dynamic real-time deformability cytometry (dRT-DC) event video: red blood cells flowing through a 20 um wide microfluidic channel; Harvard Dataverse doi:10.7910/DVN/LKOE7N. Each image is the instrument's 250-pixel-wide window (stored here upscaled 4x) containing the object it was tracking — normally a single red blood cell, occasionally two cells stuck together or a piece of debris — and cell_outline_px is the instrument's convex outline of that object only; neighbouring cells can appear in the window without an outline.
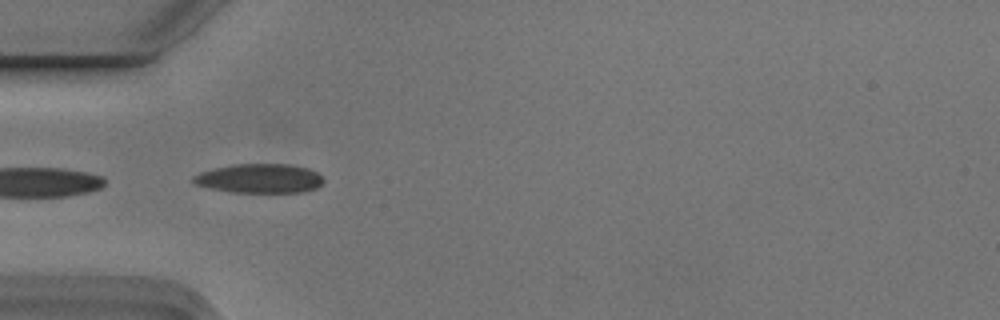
{"species": "Egyptian fruit bat (a non-hibernating species)", "species_latin": "Rousettus aegyptiacus", "temperature_condition": "cold", "stored_images_in_passage": 6, "camera_frame_rate_fps": 3000, "um_per_image_px": 0.085, "animal": {"sex": "male"}, "frame": {"image": 1, "passage_image": 4, "time_ms": 1.0, "image_size_px": [1000, 320], "cell_outline_px": [[324, 180], [316, 188], [304, 192], [232, 192], [192, 184], [192, 176], [200, 172], [216, 168], [236, 164], [288, 164], [308, 168], [316, 172]], "centroid_in_image_um": [22.04, 15.17], "position_along_channel_um": 63.0, "area_um2": 22.02}}
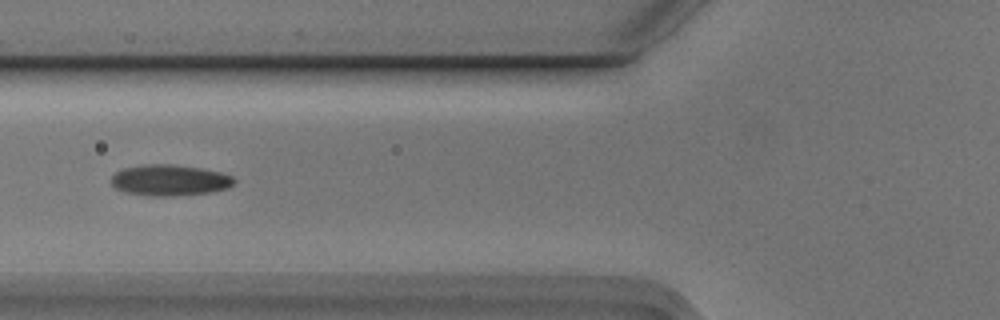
{"frame": {"image": 2, "passage_image": 5, "time_ms": 1.333, "image_size_px": [1000, 320], "cell_outline_px": [[236, 180], [228, 188], [212, 192], [176, 196], [148, 196], [124, 192], [116, 188], [112, 184], [112, 176], [116, 172], [124, 168], [144, 164], [172, 164], [200, 168], [220, 172], [232, 176]], "centroid_in_image_um": [14.43, 15.32], "position_along_channel_um": 111.4, "area_um2": 22.31}}
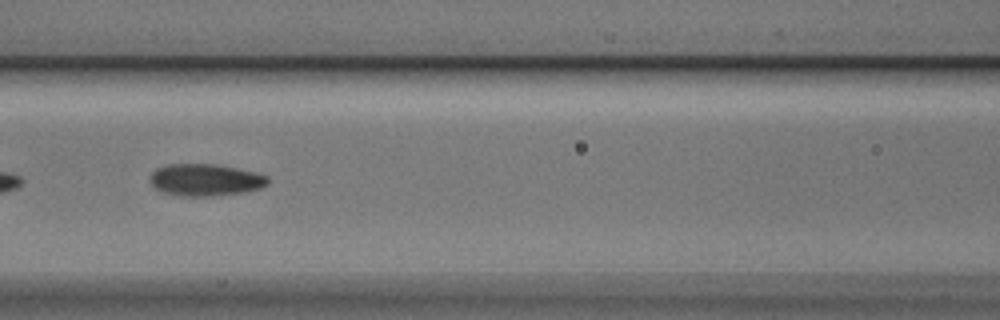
{"frame": {"image": 3, "passage_image": 6, "time_ms": 1.667, "image_size_px": [1000, 320], "cell_outline_px": [[268, 184], [260, 188], [240, 192], [212, 196], [180, 196], [164, 192], [156, 188], [148, 180], [152, 172], [156, 168], [168, 164], [212, 164], [236, 168], [256, 172], [268, 176]], "centroid_in_image_um": [17.43, 15.28], "position_along_channel_um": 149.2, "area_um2": 21.85}}